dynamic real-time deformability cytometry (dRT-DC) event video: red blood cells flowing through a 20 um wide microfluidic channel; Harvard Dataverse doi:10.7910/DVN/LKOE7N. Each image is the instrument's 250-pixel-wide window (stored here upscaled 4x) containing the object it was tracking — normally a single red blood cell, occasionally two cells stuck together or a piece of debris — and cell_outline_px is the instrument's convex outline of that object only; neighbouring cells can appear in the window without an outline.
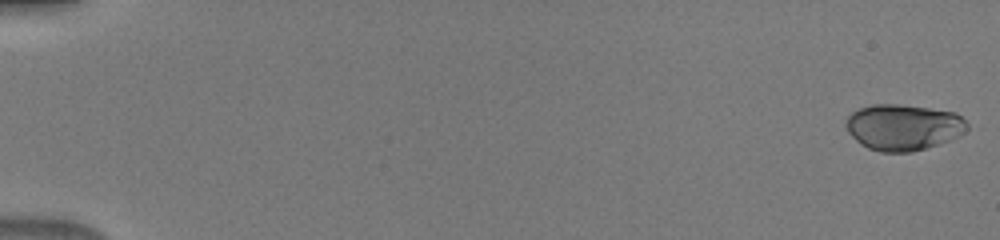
{"species": "human", "species_latin": "Homo sapiens", "temperature_condition": "warm", "stored_images_in_passage": 50, "camera_frame_rate_fps": 3000, "um_per_image_px": 0.085, "donor": {"sex": "male"}, "frame": {"image": 1, "passage_image": 1, "time_ms": 0.0, "image_size_px": [1000, 240], "cell_outline_px": [[968, 128], [960, 136], [912, 152], [880, 152], [868, 148], [860, 144], [848, 132], [844, 124], [848, 116], [852, 112], [860, 108], [872, 104], [896, 104], [928, 108], [956, 112], [968, 124]], "centroid_in_image_um": [76.76, 10.81], "position_along_channel_um": 8.2, "area_um2": 32.48}}
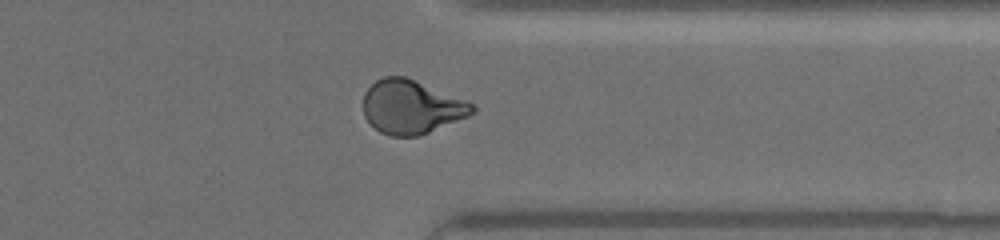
{"frame": {"image": 2, "passage_image": 41, "time_ms": 13.333, "image_size_px": [1000, 240], "cell_outline_px": [[476, 112], [468, 116], [428, 132], [416, 136], [388, 136], [380, 132], [364, 116], [364, 92], [376, 80], [384, 76], [404, 76], [468, 100], [476, 108]], "centroid_in_image_um": [34.98, 9.08], "position_along_channel_um": 376.4, "area_um2": 33.99}}
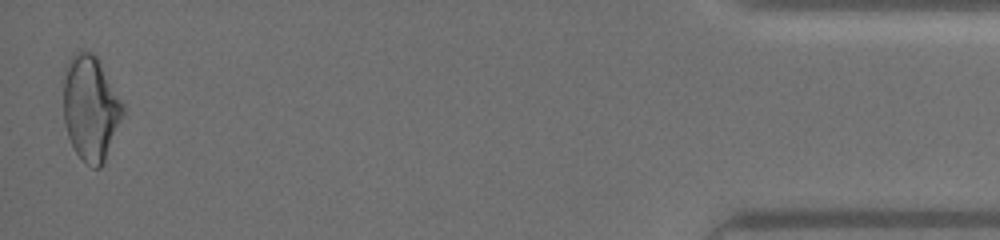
{"frame": {"image": 3, "passage_image": 50, "time_ms": 16.333, "image_size_px": [1000, 240], "cell_outline_px": [[124, 112], [104, 164], [100, 168], [92, 168], [84, 164], [76, 152], [68, 136], [64, 124], [60, 80], [64, 68], [68, 60], [76, 52], [92, 52], [96, 56], [124, 104]], "centroid_in_image_um": [7.64, 9.19], "position_along_channel_um": 427.6, "area_um2": 37.22}}